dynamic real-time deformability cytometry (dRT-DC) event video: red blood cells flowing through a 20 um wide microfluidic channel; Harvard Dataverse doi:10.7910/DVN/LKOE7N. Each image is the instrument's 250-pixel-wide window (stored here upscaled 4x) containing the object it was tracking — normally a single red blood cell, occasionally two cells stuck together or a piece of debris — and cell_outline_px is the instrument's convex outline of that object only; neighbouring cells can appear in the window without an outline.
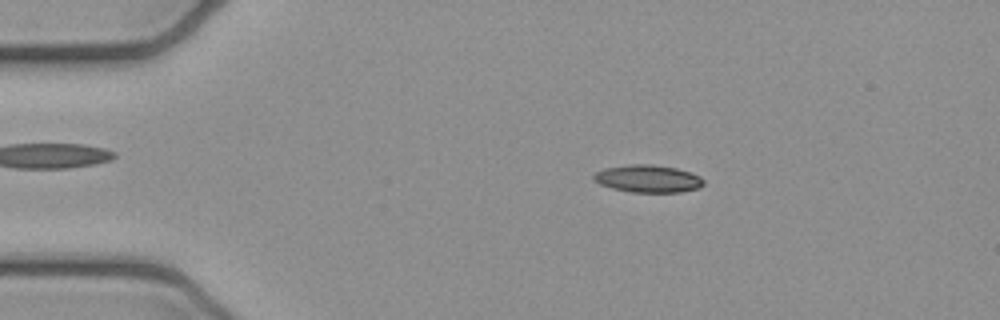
{"species": "common noctule bat (a hibernating species)", "species_latin": "Nyctalus noctula", "temperature_condition": "cold", "stored_images_in_passage": 51, "camera_frame_rate_fps": 3000, "um_per_image_px": 0.085, "animal": {"sex": "female", "body_mass_g": 21.9}, "frame": {"image": 1, "passage_image": 9, "time_ms": 2.667, "image_size_px": [1000, 320], "cell_outline_px": [[704, 184], [700, 188], [680, 192], [632, 192], [612, 188], [600, 184], [592, 180], [592, 176], [596, 172], [604, 168], [628, 164], [652, 164], [676, 168], [692, 172], [700, 176], [704, 180]], "centroid_in_image_um": [55.08, 15.18], "position_along_channel_um": 29.9, "area_um2": 17.8}}
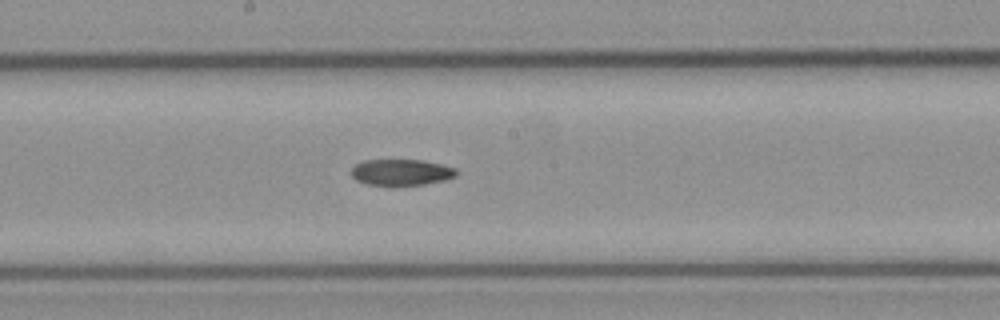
{"frame": {"image": 2, "passage_image": 27, "time_ms": 8.667, "image_size_px": [1000, 320], "cell_outline_px": [[456, 176], [444, 180], [424, 184], [396, 188], [388, 188], [368, 184], [356, 180], [352, 176], [352, 168], [356, 164], [364, 160], [420, 160], [440, 164], [456, 168]], "centroid_in_image_um": [34.07, 14.69], "position_along_channel_um": 214.1, "area_um2": 16.53}}
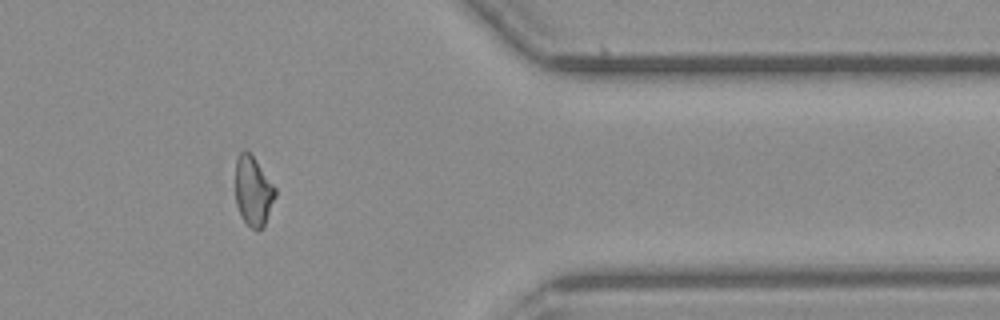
{"frame": {"image": 3, "passage_image": 42, "time_ms": 13.667, "image_size_px": [1000, 320], "cell_outline_px": [[276, 196], [264, 228], [252, 228], [240, 216], [236, 204], [236, 160], [240, 152], [244, 148], [252, 156], [276, 188]], "centroid_in_image_um": [21.53, 16.26], "position_along_channel_um": 389.9, "area_um2": 16.01}, "authors_computed_cell_mechanics": {"area_um2": 17.051, "velocity_mm_per_s": 3.9399, "shape_relaxation_time_tau1_ms": null, "shape_relaxation_time_tau2_ms": 8.6665, "deformation_change_tau1": null, "deformation_change_tau2": 0.1815}}